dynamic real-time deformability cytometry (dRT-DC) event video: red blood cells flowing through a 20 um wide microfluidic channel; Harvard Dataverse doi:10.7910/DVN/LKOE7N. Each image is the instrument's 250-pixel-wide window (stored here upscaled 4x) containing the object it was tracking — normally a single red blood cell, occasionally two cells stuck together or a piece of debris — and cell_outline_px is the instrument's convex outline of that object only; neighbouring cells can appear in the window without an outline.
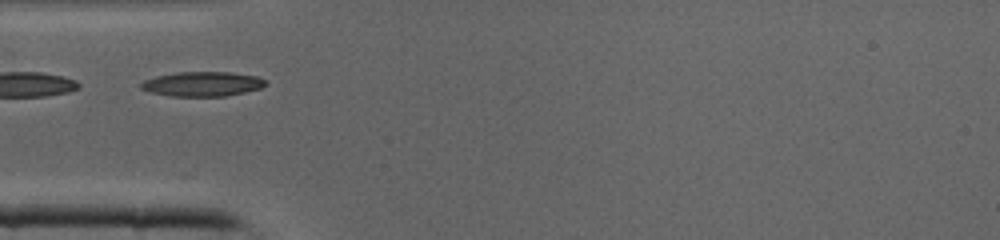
{"species": "common noctule bat (a hibernating species)", "species_latin": "Nyctalus noctula", "temperature_condition": "cold", "stored_images_in_passage": 28, "camera_frame_rate_fps": 3000, "um_per_image_px": 0.085, "animal": {"sex": "male", "body_mass_g": 19.0, "forearm_length_mm": 50.8}, "frame": {"image": 1, "passage_image": 1, "time_ms": 0.0, "image_size_px": [1000, 240], "cell_outline_px": [[268, 84], [260, 88], [244, 92], [224, 96], [172, 96], [152, 92], [140, 88], [140, 84], [144, 80], [156, 76], [176, 72], [228, 72], [256, 76], [268, 80]], "centroid_in_image_um": [17.22, 7.13], "position_along_channel_um": 67.8, "area_um2": 17.8}}
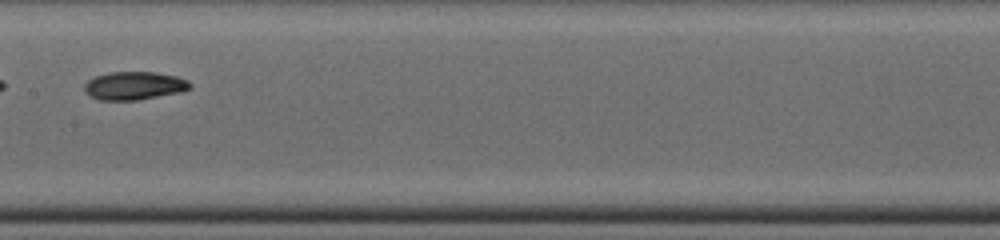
{"frame": {"image": 2, "passage_image": 9, "time_ms": 2.667, "image_size_px": [1000, 240], "cell_outline_px": [[192, 88], [180, 92], [136, 100], [100, 100], [88, 96], [84, 88], [84, 84], [88, 80], [96, 76], [108, 72], [156, 72], [176, 76], [188, 80], [192, 84]], "centroid_in_image_um": [11.41, 7.28], "position_along_channel_um": 196.0, "area_um2": 17.4}}